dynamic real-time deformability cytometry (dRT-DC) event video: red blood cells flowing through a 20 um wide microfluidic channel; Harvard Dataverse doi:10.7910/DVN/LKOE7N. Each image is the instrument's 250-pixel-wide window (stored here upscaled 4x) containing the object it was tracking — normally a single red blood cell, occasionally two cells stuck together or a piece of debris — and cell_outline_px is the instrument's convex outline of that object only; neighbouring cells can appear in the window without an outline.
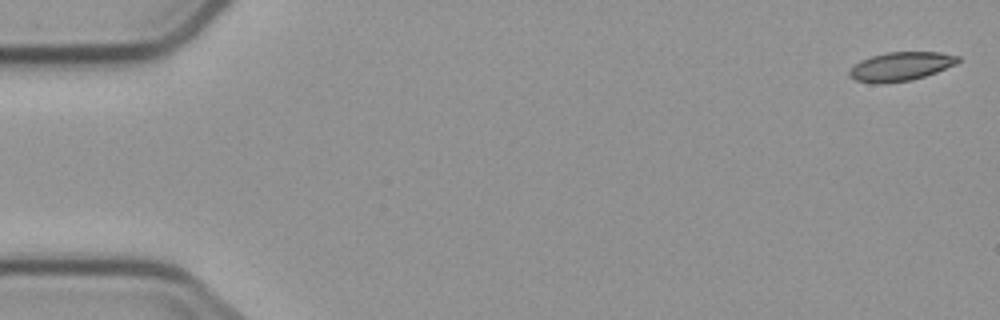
{"species": "common noctule bat (a hibernating species)", "species_latin": "Nyctalus noctula", "temperature_condition": "cold", "stored_images_in_passage": 6, "camera_frame_rate_fps": 3000, "um_per_image_px": 0.085, "animal": {"sex": "male", "body_mass_g": 23.1, "forearm_length_mm": 52.7}, "frame": {"image": 1, "passage_image": 1, "time_ms": 0.0, "image_size_px": [1000, 320], "cell_outline_px": [[960, 60], [956, 64], [936, 72], [912, 80], [884, 84], [872, 84], [856, 80], [848, 76], [848, 72], [860, 60], [872, 56], [888, 52], [940, 52], [960, 56]], "centroid_in_image_um": [76.55, 5.66], "position_along_channel_um": 8.4, "area_um2": 18.32}}
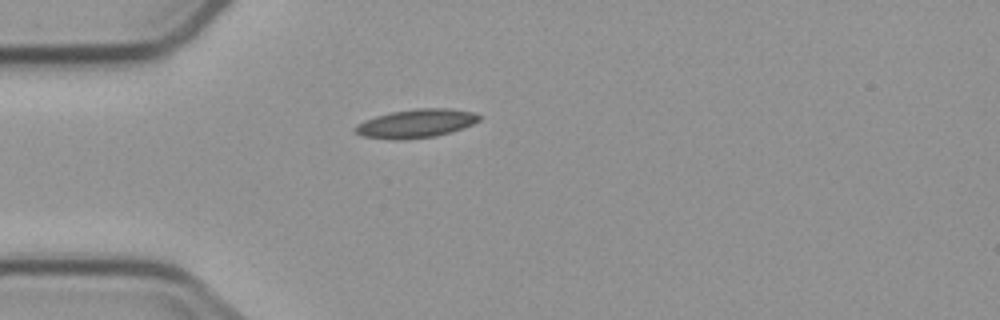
{"frame": {"image": 2, "passage_image": 5, "time_ms": 4.667, "image_size_px": [1000, 320], "cell_outline_px": [[484, 116], [480, 120], [464, 128], [452, 132], [436, 136], [400, 140], [392, 140], [360, 136], [352, 132], [352, 128], [356, 124], [364, 120], [376, 116], [392, 112], [416, 108], [448, 108], [476, 112]], "centroid_in_image_um": [35.35, 10.5], "position_along_channel_um": 49.6, "area_um2": 21.15}}